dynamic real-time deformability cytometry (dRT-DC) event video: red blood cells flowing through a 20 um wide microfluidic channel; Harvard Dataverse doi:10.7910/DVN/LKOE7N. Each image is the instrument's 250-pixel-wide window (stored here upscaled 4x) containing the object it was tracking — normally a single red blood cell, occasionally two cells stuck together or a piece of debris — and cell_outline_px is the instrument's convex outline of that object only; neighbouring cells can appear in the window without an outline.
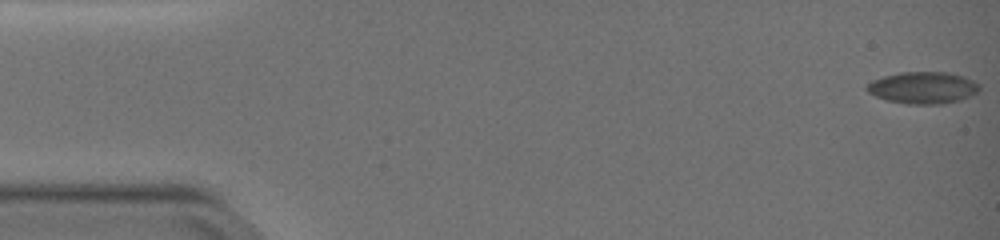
{"species": "common noctule bat (a hibernating species)", "species_latin": "Nyctalus noctula", "temperature_condition": "warm", "stored_images_in_passage": 51, "camera_frame_rate_fps": 3000, "um_per_image_px": 0.085, "animal": {"sex": "female", "body_mass_g": 19.0, "forearm_length_mm": 51.5}, "frame": {"image": 1, "passage_image": 1, "time_ms": 0.0, "image_size_px": [1000, 240], "cell_outline_px": [[980, 88], [976, 92], [960, 100], [940, 104], [908, 104], [888, 100], [876, 96], [868, 92], [864, 88], [872, 80], [884, 76], [900, 72], [948, 72], [964, 76], [980, 84]], "centroid_in_image_um": [78.44, 7.45], "position_along_channel_um": 6.6, "area_um2": 20.81}}
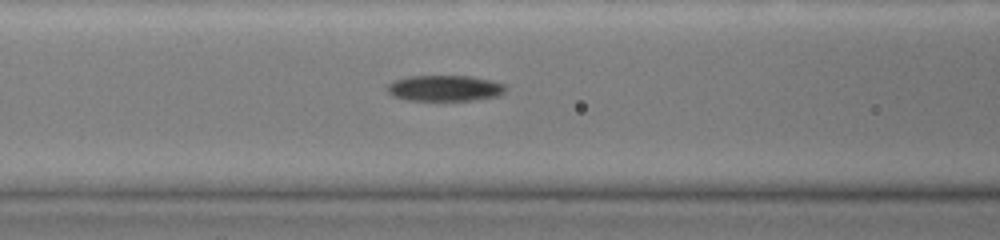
{"frame": {"image": 2, "passage_image": 22, "time_ms": 7.0, "image_size_px": [1000, 240], "cell_outline_px": [[508, 88], [500, 96], [472, 100], [408, 100], [392, 96], [388, 92], [388, 84], [392, 80], [408, 76], [472, 76], [492, 80], [504, 84]], "centroid_in_image_um": [37.83, 7.49], "position_along_channel_um": 128.8, "area_um2": 18.03}}
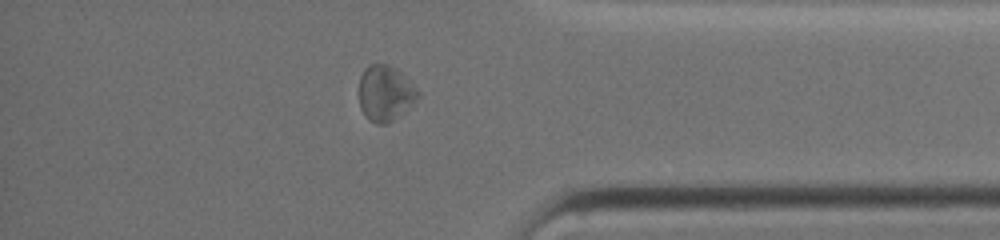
{"frame": {"image": 3, "passage_image": 44, "time_ms": 14.333, "image_size_px": [1000, 240], "cell_outline_px": [[420, 96], [416, 100], [392, 120], [384, 124], [376, 124], [368, 120], [364, 116], [360, 108], [360, 76], [364, 68], [368, 64], [388, 64], [396, 68], [420, 92]], "centroid_in_image_um": [32.72, 7.91], "position_along_channel_um": 402.5, "area_um2": 18.9}, "authors_computed_cell_mechanics": {"area_um2": 18.496, "velocity_mm_per_s": 3.8284, "shape_relaxation_time_tau1_ms": null, "shape_relaxation_time_tau2_ms": 3.912, "deformation_change_tau1": null, "deformation_change_tau2": 0.1256}}